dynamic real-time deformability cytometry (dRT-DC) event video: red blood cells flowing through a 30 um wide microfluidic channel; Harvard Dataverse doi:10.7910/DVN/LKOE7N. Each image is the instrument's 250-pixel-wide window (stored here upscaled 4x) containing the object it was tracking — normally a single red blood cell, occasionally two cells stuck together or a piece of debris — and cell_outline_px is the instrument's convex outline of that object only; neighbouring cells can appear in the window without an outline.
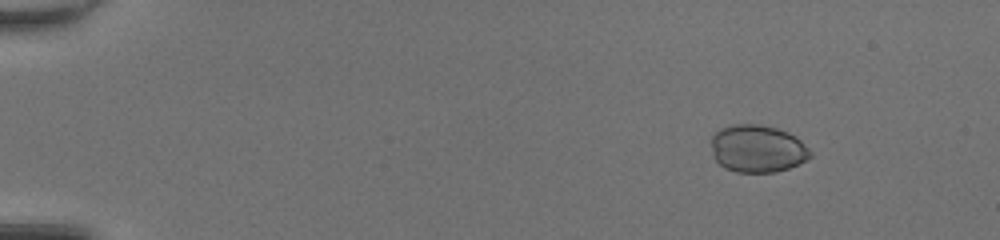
{"species": "common noctule bat (a hibernating species)", "species_latin": "Nyctalus noctula", "temperature_condition": "room temperature", "stored_images_in_passage": 46, "camera_frame_rate_fps": 3000, "um_per_image_px": 0.085, "animal": {"sex": "female", "body_mass_g": 20.0, "forearm_length_mm": 54.0}, "frame": {"image": 1, "passage_image": 3, "time_ms": 0.667, "image_size_px": [1000, 240], "cell_outline_px": [[812, 156], [788, 168], [776, 172], [736, 172], [724, 168], [712, 156], [712, 136], [720, 128], [732, 124], [760, 124], [776, 128], [788, 132], [796, 136], [812, 152]], "centroid_in_image_um": [64.37, 12.63], "position_along_channel_um": 20.6, "area_um2": 27.46}}
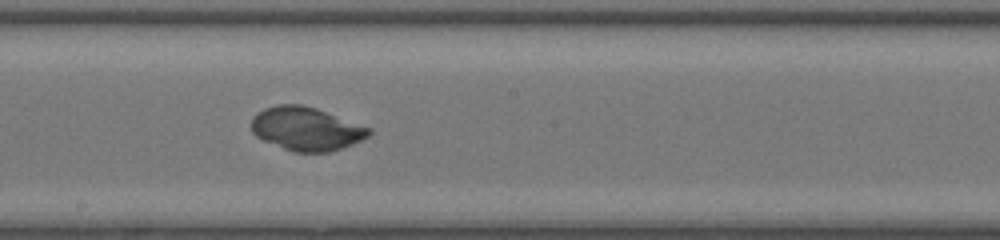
{"frame": {"image": 2, "passage_image": 26, "time_ms": 8.333, "image_size_px": [1000, 240], "cell_outline_px": [[372, 132], [368, 136], [352, 144], [328, 152], [292, 152], [264, 140], [256, 136], [252, 132], [252, 116], [264, 108], [276, 104], [304, 104], [316, 108], [372, 128]], "centroid_in_image_um": [26.02, 10.93], "position_along_channel_um": 222.2, "area_um2": 29.77}}
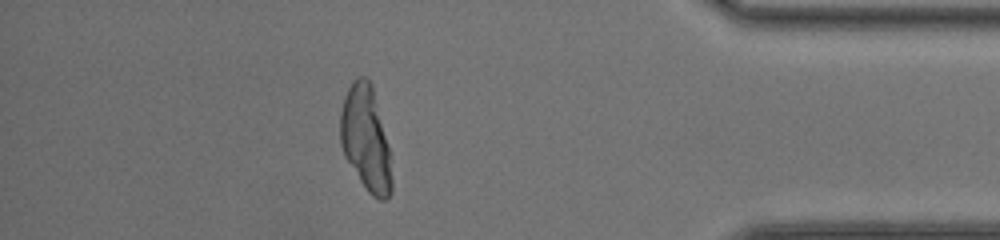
{"frame": {"image": 3, "passage_image": 41, "time_ms": 13.333, "image_size_px": [1000, 240], "cell_outline_px": [[392, 192], [384, 200], [380, 200], [372, 196], [368, 192], [344, 156], [340, 144], [340, 112], [344, 96], [352, 80], [360, 76], [364, 76], [372, 84], [388, 148], [392, 180]], "centroid_in_image_um": [31.06, 11.79], "position_along_channel_um": 404.1, "area_um2": 31.1}, "authors_computed_cell_mechanics": {"area_um2": 29.7959, "velocity_mm_per_s": 4.2776, "shape_relaxation_time_tau1_ms": 4.7696, "shape_relaxation_time_tau2_ms": null, "deformation_change_tau1": 0.0854, "deformation_change_tau2": null}}